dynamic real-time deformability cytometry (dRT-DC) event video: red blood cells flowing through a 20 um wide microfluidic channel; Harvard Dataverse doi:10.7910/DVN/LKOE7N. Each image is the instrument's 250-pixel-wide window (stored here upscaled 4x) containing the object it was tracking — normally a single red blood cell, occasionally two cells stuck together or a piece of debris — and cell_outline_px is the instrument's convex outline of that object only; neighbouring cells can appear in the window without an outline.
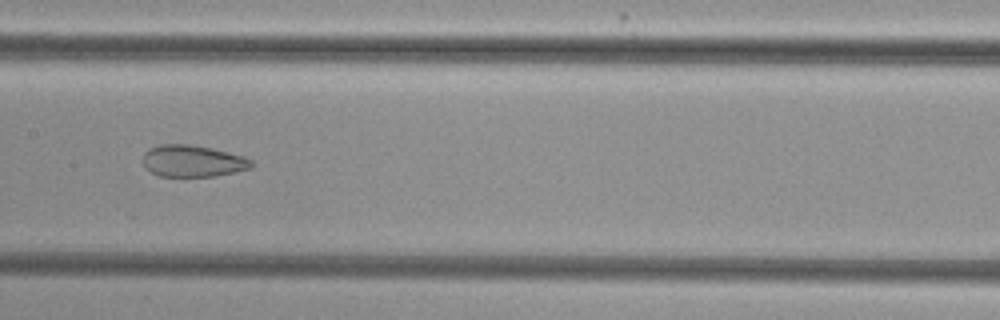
{"species": "common noctule bat (a hibernating species)", "species_latin": "Nyctalus noctula", "temperature_condition": "cold", "stored_images_in_passage": 9, "camera_frame_rate_fps": 3000, "um_per_image_px": 0.085, "animal": {"sex": "female", "body_mass_g": 29.2, "forearm_length_mm": 56.3}, "frame": {"image": 1, "passage_image": 7, "time_ms": 8.0, "image_size_px": [1000, 320], "cell_outline_px": [[252, 168], [216, 176], [160, 176], [144, 168], [144, 152], [148, 148], [160, 144], [188, 144], [212, 148], [244, 156], [252, 160]], "centroid_in_image_um": [16.38, 13.68], "position_along_channel_um": 191.0, "area_um2": 20.11}}
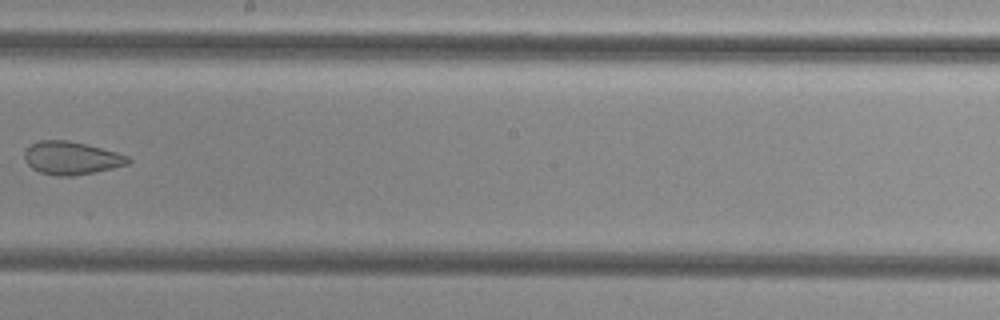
{"frame": {"image": 2, "passage_image": 8, "time_ms": 9.333, "image_size_px": [1000, 320], "cell_outline_px": [[132, 160], [128, 164], [112, 168], [72, 176], [56, 176], [40, 172], [32, 168], [24, 160], [24, 152], [32, 144], [40, 140], [68, 140], [116, 152], [128, 156]], "centroid_in_image_um": [6.05, 13.43], "position_along_channel_um": 242.2, "area_um2": 19.71}}
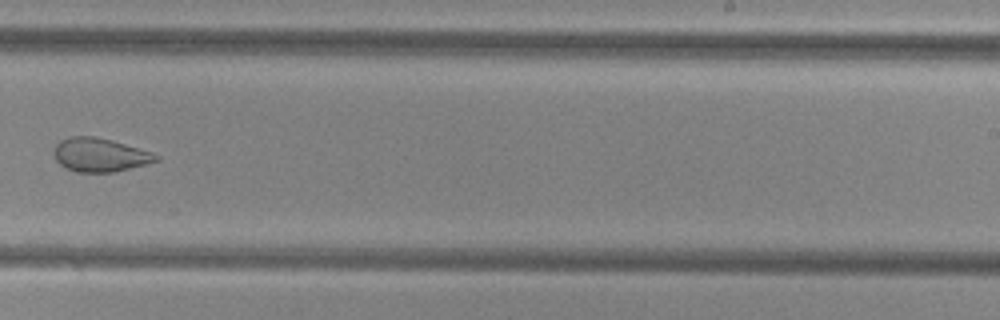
{"frame": {"image": 3, "passage_image": 9, "time_ms": 10.333, "image_size_px": [1000, 320], "cell_outline_px": [[160, 160], [116, 172], [76, 172], [64, 168], [56, 160], [56, 144], [60, 140], [68, 136], [96, 136], [112, 140], [152, 152], [160, 156]], "centroid_in_image_um": [8.51, 13.16], "position_along_channel_um": 280.5, "area_um2": 20.06}}